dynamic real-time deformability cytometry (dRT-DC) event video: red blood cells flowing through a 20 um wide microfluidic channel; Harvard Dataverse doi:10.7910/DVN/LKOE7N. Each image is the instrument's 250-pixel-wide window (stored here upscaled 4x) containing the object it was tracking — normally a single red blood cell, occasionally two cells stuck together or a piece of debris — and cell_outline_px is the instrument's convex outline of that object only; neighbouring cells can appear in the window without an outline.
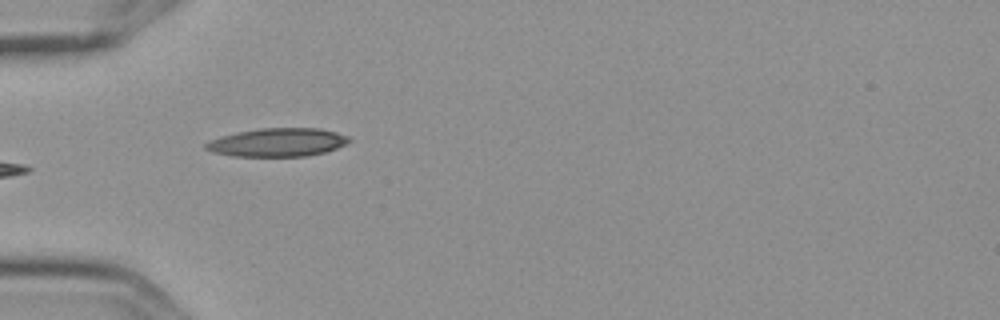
{"species": "Egyptian fruit bat (a non-hibernating species)", "species_latin": "Rousettus aegyptiacus", "temperature_condition": "cold", "stored_images_in_passage": 4, "camera_frame_rate_fps": 3000, "um_per_image_px": 0.085, "frame": {"image": 1, "passage_image": 3, "time_ms": 0.667, "image_size_px": [1000, 320], "cell_outline_px": [[352, 140], [336, 148], [324, 152], [304, 156], [232, 156], [212, 152], [204, 148], [204, 144], [208, 140], [220, 136], [236, 132], [260, 128], [320, 128], [336, 132], [348, 136]], "centroid_in_image_um": [23.54, 12.09], "position_along_channel_um": 61.5, "area_um2": 23.76}}
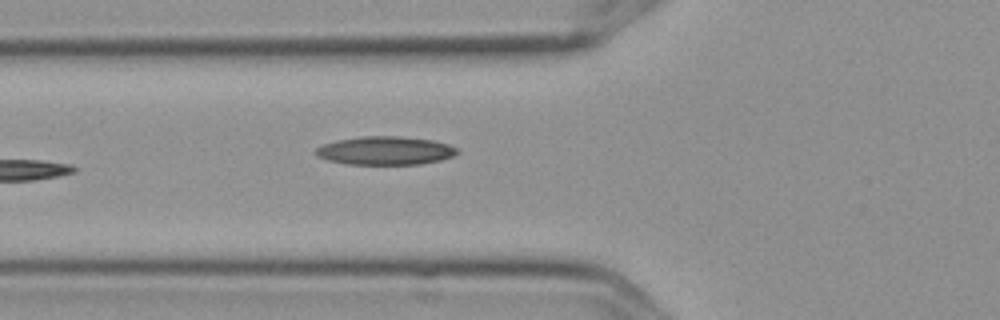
{"frame": {"image": 2, "passage_image": 4, "time_ms": 1.0, "image_size_px": [1000, 320], "cell_outline_px": [[460, 152], [452, 156], [440, 160], [420, 164], [348, 164], [328, 160], [316, 156], [312, 152], [316, 148], [324, 144], [336, 140], [360, 136], [400, 136], [432, 140], [448, 144], [460, 148]], "centroid_in_image_um": [32.74, 12.8], "position_along_channel_um": 93.1, "area_um2": 23.58}}